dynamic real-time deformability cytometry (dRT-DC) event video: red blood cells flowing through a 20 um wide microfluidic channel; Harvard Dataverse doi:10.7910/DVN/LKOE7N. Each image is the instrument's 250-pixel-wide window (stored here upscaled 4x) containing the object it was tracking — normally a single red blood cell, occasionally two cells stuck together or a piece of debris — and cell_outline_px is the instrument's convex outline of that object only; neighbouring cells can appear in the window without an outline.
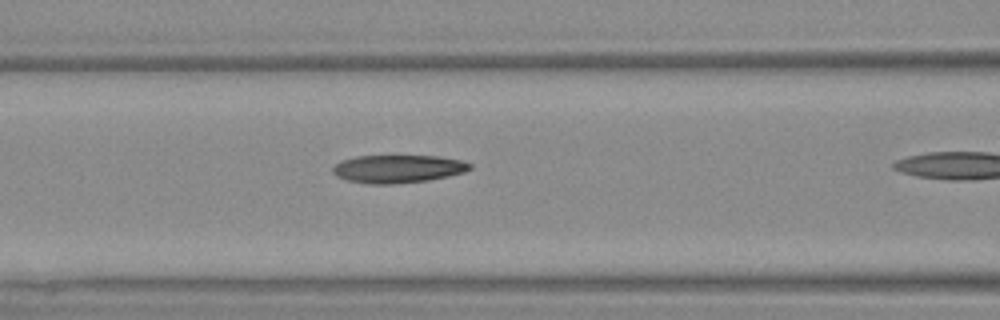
{"species": "Egyptian fruit bat (a non-hibernating species)", "species_latin": "Rousettus aegyptiacus", "temperature_condition": "warm", "stored_images_in_passage": 26, "camera_frame_rate_fps": 3000, "um_per_image_px": 0.085, "animal": {"sex": "female"}, "frame": {"image": 1, "passage_image": 8, "time_ms": 2.333, "image_size_px": [1000, 320], "cell_outline_px": [[472, 168], [464, 172], [448, 176], [428, 180], [392, 184], [368, 184], [348, 180], [336, 176], [332, 172], [332, 168], [340, 160], [356, 156], [436, 156], [460, 160], [472, 164]], "centroid_in_image_um": [33.8, 14.35], "position_along_channel_um": 132.8, "area_um2": 22.31}}
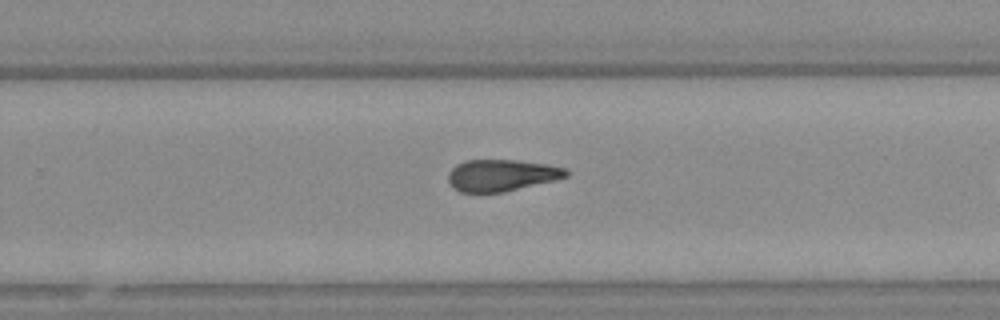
{"frame": {"image": 2, "passage_image": 19, "time_ms": 6.0, "image_size_px": [1000, 320], "cell_outline_px": [[568, 176], [504, 192], [460, 192], [452, 188], [448, 180], [448, 172], [456, 164], [464, 160], [516, 160], [548, 164], [568, 168]], "centroid_in_image_um": [42.6, 14.89], "position_along_channel_um": 287.2, "area_um2": 21.79}}